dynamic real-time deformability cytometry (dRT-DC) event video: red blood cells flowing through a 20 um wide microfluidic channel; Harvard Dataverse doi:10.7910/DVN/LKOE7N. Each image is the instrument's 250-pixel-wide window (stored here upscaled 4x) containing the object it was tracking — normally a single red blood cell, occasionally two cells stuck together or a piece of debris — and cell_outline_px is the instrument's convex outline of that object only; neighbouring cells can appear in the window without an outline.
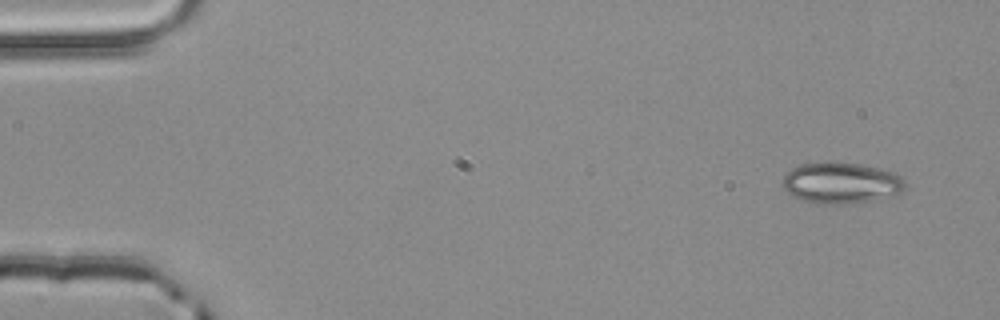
{"species": "common noctule bat (a hibernating species)", "species_latin": "Nyctalus noctula", "temperature_condition": "room temperature", "stored_images_in_passage": 4, "camera_frame_rate_fps": 3000, "um_per_image_px": 0.085, "animal": {"sex": "male", "body_mass_g": 20.4}, "frame": {"image": 1, "passage_image": 1, "time_ms": 0.0, "image_size_px": [1000, 320], "cell_outline_px": [[904, 188], [900, 196], [872, 200], [840, 204], [824, 204], [804, 200], [792, 196], [780, 184], [784, 176], [792, 168], [800, 164], [832, 160], [860, 164], [880, 168], [896, 172], [904, 176]], "centroid_in_image_um": [71.54, 15.52], "position_along_channel_um": 13.5, "area_um2": 30.06}}